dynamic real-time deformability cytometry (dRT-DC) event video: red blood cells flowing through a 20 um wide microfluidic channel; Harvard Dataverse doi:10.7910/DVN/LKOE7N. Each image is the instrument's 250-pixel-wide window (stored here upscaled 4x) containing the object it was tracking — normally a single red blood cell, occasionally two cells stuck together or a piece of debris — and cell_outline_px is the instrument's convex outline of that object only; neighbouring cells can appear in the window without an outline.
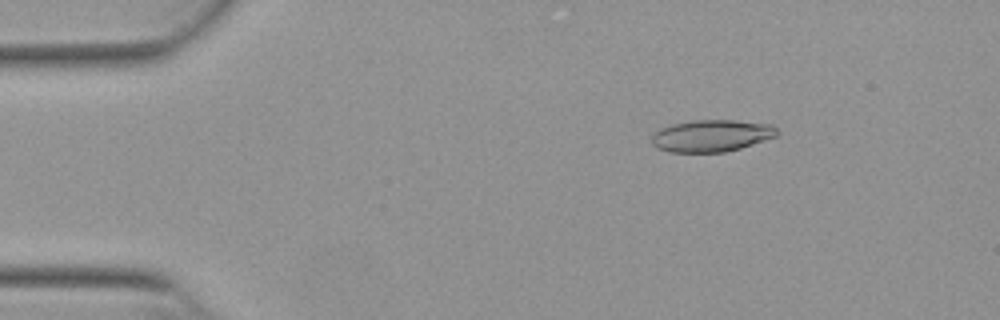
{"species": "Egyptian fruit bat (a non-hibernating species)", "species_latin": "Rousettus aegyptiacus", "temperature_condition": "warm", "stored_images_in_passage": 52, "camera_frame_rate_fps": 3000, "um_per_image_px": 0.085, "animal": {"sex": "female"}, "frame": {"image": 1, "passage_image": 7, "time_ms": 2.0, "image_size_px": [1000, 320], "cell_outline_px": [[780, 132], [776, 136], [740, 148], [724, 152], [668, 152], [652, 144], [652, 136], [660, 128], [672, 124], [696, 120], [736, 120], [772, 124]], "centroid_in_image_um": [60.5, 11.53], "position_along_channel_um": 24.5, "area_um2": 23.24}}
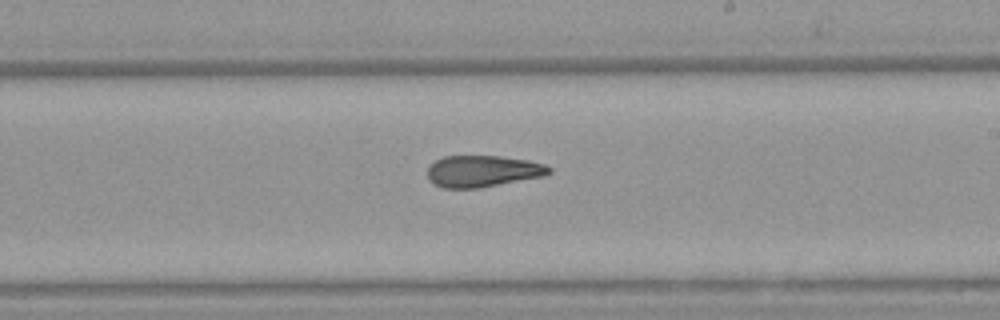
{"frame": {"image": 2, "passage_image": 30, "time_ms": 9.667, "image_size_px": [1000, 320], "cell_outline_px": [[552, 172], [544, 176], [480, 188], [444, 188], [428, 180], [428, 168], [436, 160], [444, 156], [500, 156], [528, 160], [544, 164], [552, 168]], "centroid_in_image_um": [41.06, 14.55], "position_along_channel_um": 247.9, "area_um2": 22.37}}
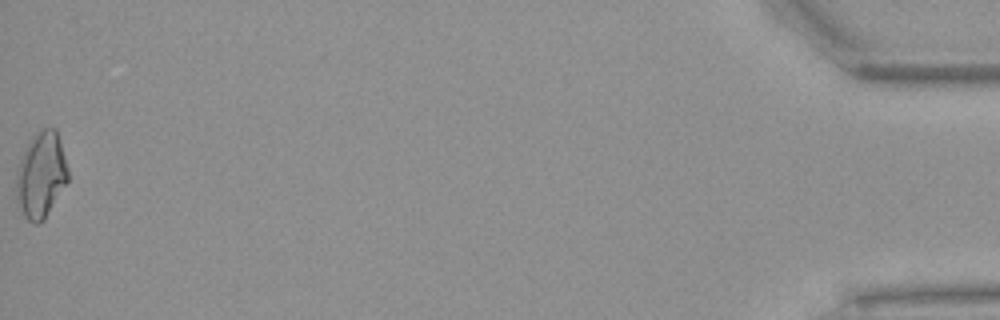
{"frame": {"image": 3, "passage_image": 52, "time_ms": 17.0, "image_size_px": [1000, 320], "cell_outline_px": [[68, 180], [44, 220], [40, 224], [32, 224], [24, 216], [16, 200], [16, 168], [32, 136], [44, 128], [56, 128], [60, 140], [68, 168]], "centroid_in_image_um": [3.48, 14.9], "position_along_channel_um": 431.7, "area_um2": 25.89}, "authors_computed_cell_mechanics": {"area_um2": 23.12, "velocity_mm_per_s": 3.8753, "shape_relaxation_time_tau1_ms": null, "shape_relaxation_time_tau2_ms": 5.4571, "deformation_change_tau1": null, "deformation_change_tau2": 0.1367}}